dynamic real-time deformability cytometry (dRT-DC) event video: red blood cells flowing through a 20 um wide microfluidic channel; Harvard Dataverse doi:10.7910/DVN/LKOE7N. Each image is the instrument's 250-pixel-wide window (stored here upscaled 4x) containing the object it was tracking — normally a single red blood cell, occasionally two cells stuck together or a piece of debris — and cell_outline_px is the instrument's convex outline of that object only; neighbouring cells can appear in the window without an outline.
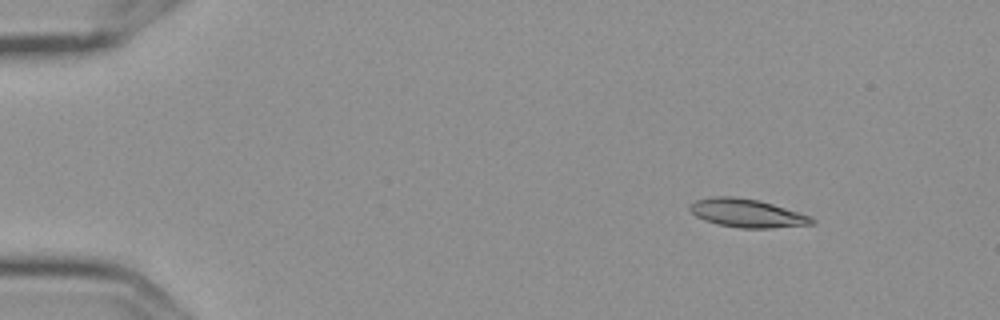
{"species": "Egyptian fruit bat (a non-hibernating species)", "species_latin": "Rousettus aegyptiacus", "temperature_condition": "cold", "stored_images_in_passage": 5, "camera_frame_rate_fps": 3000, "um_per_image_px": 0.085, "frame": {"image": 1, "passage_image": 3, "time_ms": 0.667, "image_size_px": [1000, 320], "cell_outline_px": [[816, 220], [812, 224], [772, 228], [740, 228], [716, 224], [704, 220], [696, 216], [688, 208], [688, 204], [696, 200], [712, 196], [732, 196], [756, 200], [772, 204], [812, 216]], "centroid_in_image_um": [63.47, 18.12], "position_along_channel_um": 21.5, "area_um2": 20.17}}